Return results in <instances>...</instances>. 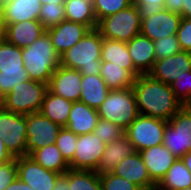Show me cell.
I'll return each instance as SVG.
<instances>
[{"label":"cell","mask_w":191,"mask_h":190,"mask_svg":"<svg viewBox=\"0 0 191 190\" xmlns=\"http://www.w3.org/2000/svg\"><path fill=\"white\" fill-rule=\"evenodd\" d=\"M106 143L91 132L78 135L75 154L69 162L70 169L97 171Z\"/></svg>","instance_id":"obj_12"},{"label":"cell","mask_w":191,"mask_h":190,"mask_svg":"<svg viewBox=\"0 0 191 190\" xmlns=\"http://www.w3.org/2000/svg\"><path fill=\"white\" fill-rule=\"evenodd\" d=\"M89 30L87 26L69 20H63L58 25L46 29L60 56L80 41Z\"/></svg>","instance_id":"obj_18"},{"label":"cell","mask_w":191,"mask_h":190,"mask_svg":"<svg viewBox=\"0 0 191 190\" xmlns=\"http://www.w3.org/2000/svg\"><path fill=\"white\" fill-rule=\"evenodd\" d=\"M17 177L33 190H52L61 175L47 170L30 156L16 157Z\"/></svg>","instance_id":"obj_13"},{"label":"cell","mask_w":191,"mask_h":190,"mask_svg":"<svg viewBox=\"0 0 191 190\" xmlns=\"http://www.w3.org/2000/svg\"><path fill=\"white\" fill-rule=\"evenodd\" d=\"M101 60L128 70L135 78L141 75L134 68L126 42L103 38Z\"/></svg>","instance_id":"obj_24"},{"label":"cell","mask_w":191,"mask_h":190,"mask_svg":"<svg viewBox=\"0 0 191 190\" xmlns=\"http://www.w3.org/2000/svg\"><path fill=\"white\" fill-rule=\"evenodd\" d=\"M181 159L188 170L191 172V151L187 152Z\"/></svg>","instance_id":"obj_48"},{"label":"cell","mask_w":191,"mask_h":190,"mask_svg":"<svg viewBox=\"0 0 191 190\" xmlns=\"http://www.w3.org/2000/svg\"><path fill=\"white\" fill-rule=\"evenodd\" d=\"M66 20L64 4H43L40 10L39 21L48 29Z\"/></svg>","instance_id":"obj_33"},{"label":"cell","mask_w":191,"mask_h":190,"mask_svg":"<svg viewBox=\"0 0 191 190\" xmlns=\"http://www.w3.org/2000/svg\"><path fill=\"white\" fill-rule=\"evenodd\" d=\"M96 29L103 38L127 43L140 34L139 9L135 5H130L124 10L108 15L98 21Z\"/></svg>","instance_id":"obj_6"},{"label":"cell","mask_w":191,"mask_h":190,"mask_svg":"<svg viewBox=\"0 0 191 190\" xmlns=\"http://www.w3.org/2000/svg\"><path fill=\"white\" fill-rule=\"evenodd\" d=\"M86 1L91 2V3H93V2H94V0H86Z\"/></svg>","instance_id":"obj_53"},{"label":"cell","mask_w":191,"mask_h":190,"mask_svg":"<svg viewBox=\"0 0 191 190\" xmlns=\"http://www.w3.org/2000/svg\"><path fill=\"white\" fill-rule=\"evenodd\" d=\"M45 32L46 28L39 20H27L5 25L2 28V37L8 43L23 49L31 45Z\"/></svg>","instance_id":"obj_19"},{"label":"cell","mask_w":191,"mask_h":190,"mask_svg":"<svg viewBox=\"0 0 191 190\" xmlns=\"http://www.w3.org/2000/svg\"><path fill=\"white\" fill-rule=\"evenodd\" d=\"M164 8L173 13L180 14L183 18V0H165Z\"/></svg>","instance_id":"obj_44"},{"label":"cell","mask_w":191,"mask_h":190,"mask_svg":"<svg viewBox=\"0 0 191 190\" xmlns=\"http://www.w3.org/2000/svg\"><path fill=\"white\" fill-rule=\"evenodd\" d=\"M134 152L136 151L133 144L125 135L121 139L107 143L96 172L98 174L112 173L118 163Z\"/></svg>","instance_id":"obj_23"},{"label":"cell","mask_w":191,"mask_h":190,"mask_svg":"<svg viewBox=\"0 0 191 190\" xmlns=\"http://www.w3.org/2000/svg\"><path fill=\"white\" fill-rule=\"evenodd\" d=\"M130 57L134 68L140 74H148L155 62L154 44L151 39L141 34L127 42Z\"/></svg>","instance_id":"obj_21"},{"label":"cell","mask_w":191,"mask_h":190,"mask_svg":"<svg viewBox=\"0 0 191 190\" xmlns=\"http://www.w3.org/2000/svg\"><path fill=\"white\" fill-rule=\"evenodd\" d=\"M183 18H191V0H183Z\"/></svg>","instance_id":"obj_47"},{"label":"cell","mask_w":191,"mask_h":190,"mask_svg":"<svg viewBox=\"0 0 191 190\" xmlns=\"http://www.w3.org/2000/svg\"><path fill=\"white\" fill-rule=\"evenodd\" d=\"M26 115L16 114L0 106V138L14 156H26Z\"/></svg>","instance_id":"obj_10"},{"label":"cell","mask_w":191,"mask_h":190,"mask_svg":"<svg viewBox=\"0 0 191 190\" xmlns=\"http://www.w3.org/2000/svg\"><path fill=\"white\" fill-rule=\"evenodd\" d=\"M5 3H8V2H10V1H12V0H3Z\"/></svg>","instance_id":"obj_52"},{"label":"cell","mask_w":191,"mask_h":190,"mask_svg":"<svg viewBox=\"0 0 191 190\" xmlns=\"http://www.w3.org/2000/svg\"><path fill=\"white\" fill-rule=\"evenodd\" d=\"M98 120L99 115L96 109L76 101L73 102L65 127L76 135L89 134L94 131Z\"/></svg>","instance_id":"obj_22"},{"label":"cell","mask_w":191,"mask_h":190,"mask_svg":"<svg viewBox=\"0 0 191 190\" xmlns=\"http://www.w3.org/2000/svg\"><path fill=\"white\" fill-rule=\"evenodd\" d=\"M15 157L8 151L4 144V139L0 138V164L8 163Z\"/></svg>","instance_id":"obj_45"},{"label":"cell","mask_w":191,"mask_h":190,"mask_svg":"<svg viewBox=\"0 0 191 190\" xmlns=\"http://www.w3.org/2000/svg\"><path fill=\"white\" fill-rule=\"evenodd\" d=\"M139 9L141 18H148L164 8L165 0H130Z\"/></svg>","instance_id":"obj_40"},{"label":"cell","mask_w":191,"mask_h":190,"mask_svg":"<svg viewBox=\"0 0 191 190\" xmlns=\"http://www.w3.org/2000/svg\"><path fill=\"white\" fill-rule=\"evenodd\" d=\"M176 37L181 50L191 52V18H182Z\"/></svg>","instance_id":"obj_41"},{"label":"cell","mask_w":191,"mask_h":190,"mask_svg":"<svg viewBox=\"0 0 191 190\" xmlns=\"http://www.w3.org/2000/svg\"><path fill=\"white\" fill-rule=\"evenodd\" d=\"M22 59L29 79L45 84H49L54 71L60 66V55L56 52L47 31L22 49Z\"/></svg>","instance_id":"obj_3"},{"label":"cell","mask_w":191,"mask_h":190,"mask_svg":"<svg viewBox=\"0 0 191 190\" xmlns=\"http://www.w3.org/2000/svg\"><path fill=\"white\" fill-rule=\"evenodd\" d=\"M5 2L3 0H0V28H2V22L4 18V12H5Z\"/></svg>","instance_id":"obj_50"},{"label":"cell","mask_w":191,"mask_h":190,"mask_svg":"<svg viewBox=\"0 0 191 190\" xmlns=\"http://www.w3.org/2000/svg\"><path fill=\"white\" fill-rule=\"evenodd\" d=\"M115 175L127 179L143 190H155L156 184L151 180L147 167L139 152H134L117 164L112 172Z\"/></svg>","instance_id":"obj_17"},{"label":"cell","mask_w":191,"mask_h":190,"mask_svg":"<svg viewBox=\"0 0 191 190\" xmlns=\"http://www.w3.org/2000/svg\"><path fill=\"white\" fill-rule=\"evenodd\" d=\"M2 39V28H0V40Z\"/></svg>","instance_id":"obj_51"},{"label":"cell","mask_w":191,"mask_h":190,"mask_svg":"<svg viewBox=\"0 0 191 190\" xmlns=\"http://www.w3.org/2000/svg\"><path fill=\"white\" fill-rule=\"evenodd\" d=\"M99 75L110 90L132 88L135 81V77L128 70L109 65L106 61L101 62Z\"/></svg>","instance_id":"obj_31"},{"label":"cell","mask_w":191,"mask_h":190,"mask_svg":"<svg viewBox=\"0 0 191 190\" xmlns=\"http://www.w3.org/2000/svg\"><path fill=\"white\" fill-rule=\"evenodd\" d=\"M16 178V157L8 163L0 164V190H5Z\"/></svg>","instance_id":"obj_42"},{"label":"cell","mask_w":191,"mask_h":190,"mask_svg":"<svg viewBox=\"0 0 191 190\" xmlns=\"http://www.w3.org/2000/svg\"><path fill=\"white\" fill-rule=\"evenodd\" d=\"M130 0H94L93 9L97 22L102 18L128 8Z\"/></svg>","instance_id":"obj_34"},{"label":"cell","mask_w":191,"mask_h":190,"mask_svg":"<svg viewBox=\"0 0 191 190\" xmlns=\"http://www.w3.org/2000/svg\"><path fill=\"white\" fill-rule=\"evenodd\" d=\"M163 145L176 157L191 151V110L183 106L168 122Z\"/></svg>","instance_id":"obj_8"},{"label":"cell","mask_w":191,"mask_h":190,"mask_svg":"<svg viewBox=\"0 0 191 190\" xmlns=\"http://www.w3.org/2000/svg\"><path fill=\"white\" fill-rule=\"evenodd\" d=\"M187 71H191V52L181 50L165 59L156 60L148 74L154 79L170 85Z\"/></svg>","instance_id":"obj_15"},{"label":"cell","mask_w":191,"mask_h":190,"mask_svg":"<svg viewBox=\"0 0 191 190\" xmlns=\"http://www.w3.org/2000/svg\"><path fill=\"white\" fill-rule=\"evenodd\" d=\"M40 3L43 4H50V5H57V4H64L66 0H39Z\"/></svg>","instance_id":"obj_49"},{"label":"cell","mask_w":191,"mask_h":190,"mask_svg":"<svg viewBox=\"0 0 191 190\" xmlns=\"http://www.w3.org/2000/svg\"><path fill=\"white\" fill-rule=\"evenodd\" d=\"M48 84L26 80L16 84L12 91L0 99V106L10 112L28 115L40 112Z\"/></svg>","instance_id":"obj_4"},{"label":"cell","mask_w":191,"mask_h":190,"mask_svg":"<svg viewBox=\"0 0 191 190\" xmlns=\"http://www.w3.org/2000/svg\"><path fill=\"white\" fill-rule=\"evenodd\" d=\"M73 102L47 90L40 112L51 121L65 127Z\"/></svg>","instance_id":"obj_27"},{"label":"cell","mask_w":191,"mask_h":190,"mask_svg":"<svg viewBox=\"0 0 191 190\" xmlns=\"http://www.w3.org/2000/svg\"><path fill=\"white\" fill-rule=\"evenodd\" d=\"M5 190H33L32 187H30L25 182L21 181L18 177L9 184Z\"/></svg>","instance_id":"obj_46"},{"label":"cell","mask_w":191,"mask_h":190,"mask_svg":"<svg viewBox=\"0 0 191 190\" xmlns=\"http://www.w3.org/2000/svg\"><path fill=\"white\" fill-rule=\"evenodd\" d=\"M103 37L95 28L89 30L73 47L60 56V65L79 70L82 75L100 74Z\"/></svg>","instance_id":"obj_2"},{"label":"cell","mask_w":191,"mask_h":190,"mask_svg":"<svg viewBox=\"0 0 191 190\" xmlns=\"http://www.w3.org/2000/svg\"><path fill=\"white\" fill-rule=\"evenodd\" d=\"M78 135L62 127L56 139V146L60 150L65 160L69 163L75 154Z\"/></svg>","instance_id":"obj_35"},{"label":"cell","mask_w":191,"mask_h":190,"mask_svg":"<svg viewBox=\"0 0 191 190\" xmlns=\"http://www.w3.org/2000/svg\"><path fill=\"white\" fill-rule=\"evenodd\" d=\"M66 20L80 23L90 30L97 27V19L94 14L93 3L86 0H66L64 3Z\"/></svg>","instance_id":"obj_30"},{"label":"cell","mask_w":191,"mask_h":190,"mask_svg":"<svg viewBox=\"0 0 191 190\" xmlns=\"http://www.w3.org/2000/svg\"><path fill=\"white\" fill-rule=\"evenodd\" d=\"M42 4L39 0H12L5 4L2 28L27 20H39Z\"/></svg>","instance_id":"obj_25"},{"label":"cell","mask_w":191,"mask_h":190,"mask_svg":"<svg viewBox=\"0 0 191 190\" xmlns=\"http://www.w3.org/2000/svg\"><path fill=\"white\" fill-rule=\"evenodd\" d=\"M97 112L99 118L113 122L126 130L140 115L133 88L110 90Z\"/></svg>","instance_id":"obj_5"},{"label":"cell","mask_w":191,"mask_h":190,"mask_svg":"<svg viewBox=\"0 0 191 190\" xmlns=\"http://www.w3.org/2000/svg\"><path fill=\"white\" fill-rule=\"evenodd\" d=\"M81 88L79 101L96 110L102 105L110 91L99 74L82 75Z\"/></svg>","instance_id":"obj_26"},{"label":"cell","mask_w":191,"mask_h":190,"mask_svg":"<svg viewBox=\"0 0 191 190\" xmlns=\"http://www.w3.org/2000/svg\"><path fill=\"white\" fill-rule=\"evenodd\" d=\"M52 190H70V169L57 178Z\"/></svg>","instance_id":"obj_43"},{"label":"cell","mask_w":191,"mask_h":190,"mask_svg":"<svg viewBox=\"0 0 191 190\" xmlns=\"http://www.w3.org/2000/svg\"><path fill=\"white\" fill-rule=\"evenodd\" d=\"M151 180L157 185L176 161V157L163 145L159 144L139 152Z\"/></svg>","instance_id":"obj_20"},{"label":"cell","mask_w":191,"mask_h":190,"mask_svg":"<svg viewBox=\"0 0 191 190\" xmlns=\"http://www.w3.org/2000/svg\"><path fill=\"white\" fill-rule=\"evenodd\" d=\"M99 178L102 190H143L136 184L114 173L99 174Z\"/></svg>","instance_id":"obj_39"},{"label":"cell","mask_w":191,"mask_h":190,"mask_svg":"<svg viewBox=\"0 0 191 190\" xmlns=\"http://www.w3.org/2000/svg\"><path fill=\"white\" fill-rule=\"evenodd\" d=\"M191 187V172L181 158H177L155 190H184Z\"/></svg>","instance_id":"obj_28"},{"label":"cell","mask_w":191,"mask_h":190,"mask_svg":"<svg viewBox=\"0 0 191 190\" xmlns=\"http://www.w3.org/2000/svg\"><path fill=\"white\" fill-rule=\"evenodd\" d=\"M166 120L139 115L125 130V136L133 144L135 151L163 144Z\"/></svg>","instance_id":"obj_9"},{"label":"cell","mask_w":191,"mask_h":190,"mask_svg":"<svg viewBox=\"0 0 191 190\" xmlns=\"http://www.w3.org/2000/svg\"><path fill=\"white\" fill-rule=\"evenodd\" d=\"M182 16L173 13L163 8L159 13H156L148 18H141L140 34L148 37L152 41L161 38L176 35Z\"/></svg>","instance_id":"obj_14"},{"label":"cell","mask_w":191,"mask_h":190,"mask_svg":"<svg viewBox=\"0 0 191 190\" xmlns=\"http://www.w3.org/2000/svg\"><path fill=\"white\" fill-rule=\"evenodd\" d=\"M82 74L79 70L59 66L53 73L48 90L72 102L80 100Z\"/></svg>","instance_id":"obj_16"},{"label":"cell","mask_w":191,"mask_h":190,"mask_svg":"<svg viewBox=\"0 0 191 190\" xmlns=\"http://www.w3.org/2000/svg\"><path fill=\"white\" fill-rule=\"evenodd\" d=\"M26 156L34 150L56 144L62 126L45 117L41 112L26 115Z\"/></svg>","instance_id":"obj_11"},{"label":"cell","mask_w":191,"mask_h":190,"mask_svg":"<svg viewBox=\"0 0 191 190\" xmlns=\"http://www.w3.org/2000/svg\"><path fill=\"white\" fill-rule=\"evenodd\" d=\"M29 80L24 68L22 49L8 43L3 37L0 40V99L12 91L20 82Z\"/></svg>","instance_id":"obj_7"},{"label":"cell","mask_w":191,"mask_h":190,"mask_svg":"<svg viewBox=\"0 0 191 190\" xmlns=\"http://www.w3.org/2000/svg\"><path fill=\"white\" fill-rule=\"evenodd\" d=\"M70 190H102L99 174L91 170L70 169Z\"/></svg>","instance_id":"obj_32"},{"label":"cell","mask_w":191,"mask_h":190,"mask_svg":"<svg viewBox=\"0 0 191 190\" xmlns=\"http://www.w3.org/2000/svg\"><path fill=\"white\" fill-rule=\"evenodd\" d=\"M132 88L141 115L169 121L183 107L170 85L149 74L136 77Z\"/></svg>","instance_id":"obj_1"},{"label":"cell","mask_w":191,"mask_h":190,"mask_svg":"<svg viewBox=\"0 0 191 190\" xmlns=\"http://www.w3.org/2000/svg\"><path fill=\"white\" fill-rule=\"evenodd\" d=\"M170 87L183 106L191 104V71L182 73Z\"/></svg>","instance_id":"obj_37"},{"label":"cell","mask_w":191,"mask_h":190,"mask_svg":"<svg viewBox=\"0 0 191 190\" xmlns=\"http://www.w3.org/2000/svg\"><path fill=\"white\" fill-rule=\"evenodd\" d=\"M155 50V61L177 54L181 51L176 35H170L153 41Z\"/></svg>","instance_id":"obj_38"},{"label":"cell","mask_w":191,"mask_h":190,"mask_svg":"<svg viewBox=\"0 0 191 190\" xmlns=\"http://www.w3.org/2000/svg\"><path fill=\"white\" fill-rule=\"evenodd\" d=\"M102 142L106 144L121 139L125 135V130L115 125L113 122L99 118L98 123L93 131Z\"/></svg>","instance_id":"obj_36"},{"label":"cell","mask_w":191,"mask_h":190,"mask_svg":"<svg viewBox=\"0 0 191 190\" xmlns=\"http://www.w3.org/2000/svg\"><path fill=\"white\" fill-rule=\"evenodd\" d=\"M29 156L45 169L59 174H65L70 169L56 144L34 150Z\"/></svg>","instance_id":"obj_29"}]
</instances>
